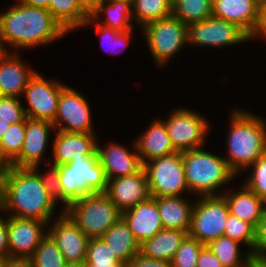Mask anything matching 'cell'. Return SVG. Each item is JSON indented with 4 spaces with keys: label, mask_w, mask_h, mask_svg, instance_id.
Masks as SVG:
<instances>
[{
    "label": "cell",
    "mask_w": 266,
    "mask_h": 267,
    "mask_svg": "<svg viewBox=\"0 0 266 267\" xmlns=\"http://www.w3.org/2000/svg\"><path fill=\"white\" fill-rule=\"evenodd\" d=\"M37 168L38 165L33 168L11 167L0 183V210L10 211L9 216L50 224L57 203L49 196Z\"/></svg>",
    "instance_id": "cell-1"
},
{
    "label": "cell",
    "mask_w": 266,
    "mask_h": 267,
    "mask_svg": "<svg viewBox=\"0 0 266 267\" xmlns=\"http://www.w3.org/2000/svg\"><path fill=\"white\" fill-rule=\"evenodd\" d=\"M17 3L0 14V51H8L4 43L26 49L52 43L67 34L47 9Z\"/></svg>",
    "instance_id": "cell-2"
},
{
    "label": "cell",
    "mask_w": 266,
    "mask_h": 267,
    "mask_svg": "<svg viewBox=\"0 0 266 267\" xmlns=\"http://www.w3.org/2000/svg\"><path fill=\"white\" fill-rule=\"evenodd\" d=\"M228 136V158H224L229 168L238 175L246 170L266 151V123L252 113L233 110Z\"/></svg>",
    "instance_id": "cell-3"
},
{
    "label": "cell",
    "mask_w": 266,
    "mask_h": 267,
    "mask_svg": "<svg viewBox=\"0 0 266 267\" xmlns=\"http://www.w3.org/2000/svg\"><path fill=\"white\" fill-rule=\"evenodd\" d=\"M182 161L189 191L199 196L217 195L215 190L236 175L223 157L202 148L183 151Z\"/></svg>",
    "instance_id": "cell-4"
},
{
    "label": "cell",
    "mask_w": 266,
    "mask_h": 267,
    "mask_svg": "<svg viewBox=\"0 0 266 267\" xmlns=\"http://www.w3.org/2000/svg\"><path fill=\"white\" fill-rule=\"evenodd\" d=\"M55 166L60 173L62 202L65 204L63 211L78 199L106 192L108 180L98 156H87Z\"/></svg>",
    "instance_id": "cell-5"
},
{
    "label": "cell",
    "mask_w": 266,
    "mask_h": 267,
    "mask_svg": "<svg viewBox=\"0 0 266 267\" xmlns=\"http://www.w3.org/2000/svg\"><path fill=\"white\" fill-rule=\"evenodd\" d=\"M64 212L90 239L101 237L120 219L122 213L105 192L78 199Z\"/></svg>",
    "instance_id": "cell-6"
},
{
    "label": "cell",
    "mask_w": 266,
    "mask_h": 267,
    "mask_svg": "<svg viewBox=\"0 0 266 267\" xmlns=\"http://www.w3.org/2000/svg\"><path fill=\"white\" fill-rule=\"evenodd\" d=\"M152 197L182 196L189 191L182 161V152L154 158L144 163Z\"/></svg>",
    "instance_id": "cell-7"
},
{
    "label": "cell",
    "mask_w": 266,
    "mask_h": 267,
    "mask_svg": "<svg viewBox=\"0 0 266 267\" xmlns=\"http://www.w3.org/2000/svg\"><path fill=\"white\" fill-rule=\"evenodd\" d=\"M194 204L188 235L204 245L224 236L229 207L222 194L200 196Z\"/></svg>",
    "instance_id": "cell-8"
},
{
    "label": "cell",
    "mask_w": 266,
    "mask_h": 267,
    "mask_svg": "<svg viewBox=\"0 0 266 267\" xmlns=\"http://www.w3.org/2000/svg\"><path fill=\"white\" fill-rule=\"evenodd\" d=\"M142 30L151 55L161 67L187 44V25L173 15L149 22Z\"/></svg>",
    "instance_id": "cell-9"
},
{
    "label": "cell",
    "mask_w": 266,
    "mask_h": 267,
    "mask_svg": "<svg viewBox=\"0 0 266 267\" xmlns=\"http://www.w3.org/2000/svg\"><path fill=\"white\" fill-rule=\"evenodd\" d=\"M164 121L174 148L183 152L204 145L209 122L190 109H176Z\"/></svg>",
    "instance_id": "cell-10"
},
{
    "label": "cell",
    "mask_w": 266,
    "mask_h": 267,
    "mask_svg": "<svg viewBox=\"0 0 266 267\" xmlns=\"http://www.w3.org/2000/svg\"><path fill=\"white\" fill-rule=\"evenodd\" d=\"M252 39L238 25L214 16L187 25V43L195 46L236 45Z\"/></svg>",
    "instance_id": "cell-11"
},
{
    "label": "cell",
    "mask_w": 266,
    "mask_h": 267,
    "mask_svg": "<svg viewBox=\"0 0 266 267\" xmlns=\"http://www.w3.org/2000/svg\"><path fill=\"white\" fill-rule=\"evenodd\" d=\"M64 87L65 84L55 79L48 81L35 72L23 93L28 103V108H24L26 117L53 122L57 113L60 93Z\"/></svg>",
    "instance_id": "cell-12"
},
{
    "label": "cell",
    "mask_w": 266,
    "mask_h": 267,
    "mask_svg": "<svg viewBox=\"0 0 266 267\" xmlns=\"http://www.w3.org/2000/svg\"><path fill=\"white\" fill-rule=\"evenodd\" d=\"M90 106L81 93L65 86L60 93L57 113L52 122L58 131L92 134ZM65 126H63V124Z\"/></svg>",
    "instance_id": "cell-13"
},
{
    "label": "cell",
    "mask_w": 266,
    "mask_h": 267,
    "mask_svg": "<svg viewBox=\"0 0 266 267\" xmlns=\"http://www.w3.org/2000/svg\"><path fill=\"white\" fill-rule=\"evenodd\" d=\"M7 216L9 257L30 258L47 235L43 229L48 224L37 219Z\"/></svg>",
    "instance_id": "cell-14"
},
{
    "label": "cell",
    "mask_w": 266,
    "mask_h": 267,
    "mask_svg": "<svg viewBox=\"0 0 266 267\" xmlns=\"http://www.w3.org/2000/svg\"><path fill=\"white\" fill-rule=\"evenodd\" d=\"M54 220L47 234L52 238L67 263L86 261L89 237L64 212Z\"/></svg>",
    "instance_id": "cell-15"
},
{
    "label": "cell",
    "mask_w": 266,
    "mask_h": 267,
    "mask_svg": "<svg viewBox=\"0 0 266 267\" xmlns=\"http://www.w3.org/2000/svg\"><path fill=\"white\" fill-rule=\"evenodd\" d=\"M212 16L238 25L251 38L261 24L262 0H213Z\"/></svg>",
    "instance_id": "cell-16"
},
{
    "label": "cell",
    "mask_w": 266,
    "mask_h": 267,
    "mask_svg": "<svg viewBox=\"0 0 266 267\" xmlns=\"http://www.w3.org/2000/svg\"><path fill=\"white\" fill-rule=\"evenodd\" d=\"M123 212L151 197L144 167L135 174L108 180L105 192Z\"/></svg>",
    "instance_id": "cell-17"
},
{
    "label": "cell",
    "mask_w": 266,
    "mask_h": 267,
    "mask_svg": "<svg viewBox=\"0 0 266 267\" xmlns=\"http://www.w3.org/2000/svg\"><path fill=\"white\" fill-rule=\"evenodd\" d=\"M50 129H55L52 122L27 117L23 147L20 154L11 162L12 166L18 168L39 166L49 141Z\"/></svg>",
    "instance_id": "cell-18"
},
{
    "label": "cell",
    "mask_w": 266,
    "mask_h": 267,
    "mask_svg": "<svg viewBox=\"0 0 266 267\" xmlns=\"http://www.w3.org/2000/svg\"><path fill=\"white\" fill-rule=\"evenodd\" d=\"M94 133L57 131L53 141L54 161L51 165L67 164L71 160L98 156Z\"/></svg>",
    "instance_id": "cell-19"
},
{
    "label": "cell",
    "mask_w": 266,
    "mask_h": 267,
    "mask_svg": "<svg viewBox=\"0 0 266 267\" xmlns=\"http://www.w3.org/2000/svg\"><path fill=\"white\" fill-rule=\"evenodd\" d=\"M121 217L125 220L139 244L153 238L163 229L157 206V197L151 196L136 206L123 211Z\"/></svg>",
    "instance_id": "cell-20"
},
{
    "label": "cell",
    "mask_w": 266,
    "mask_h": 267,
    "mask_svg": "<svg viewBox=\"0 0 266 267\" xmlns=\"http://www.w3.org/2000/svg\"><path fill=\"white\" fill-rule=\"evenodd\" d=\"M34 74L16 52L0 51V96L20 98Z\"/></svg>",
    "instance_id": "cell-21"
},
{
    "label": "cell",
    "mask_w": 266,
    "mask_h": 267,
    "mask_svg": "<svg viewBox=\"0 0 266 267\" xmlns=\"http://www.w3.org/2000/svg\"><path fill=\"white\" fill-rule=\"evenodd\" d=\"M97 154L107 180L138 173L144 167L138 153L116 143H110L105 149L97 144Z\"/></svg>",
    "instance_id": "cell-22"
},
{
    "label": "cell",
    "mask_w": 266,
    "mask_h": 267,
    "mask_svg": "<svg viewBox=\"0 0 266 267\" xmlns=\"http://www.w3.org/2000/svg\"><path fill=\"white\" fill-rule=\"evenodd\" d=\"M151 124L133 144L143 164L154 158L178 152L171 142L164 121L156 120Z\"/></svg>",
    "instance_id": "cell-23"
},
{
    "label": "cell",
    "mask_w": 266,
    "mask_h": 267,
    "mask_svg": "<svg viewBox=\"0 0 266 267\" xmlns=\"http://www.w3.org/2000/svg\"><path fill=\"white\" fill-rule=\"evenodd\" d=\"M222 195L227 201L229 212L256 229L266 209V203L245 185L238 192L228 191Z\"/></svg>",
    "instance_id": "cell-24"
},
{
    "label": "cell",
    "mask_w": 266,
    "mask_h": 267,
    "mask_svg": "<svg viewBox=\"0 0 266 267\" xmlns=\"http://www.w3.org/2000/svg\"><path fill=\"white\" fill-rule=\"evenodd\" d=\"M182 196L157 197L163 228L189 233L194 205Z\"/></svg>",
    "instance_id": "cell-25"
},
{
    "label": "cell",
    "mask_w": 266,
    "mask_h": 267,
    "mask_svg": "<svg viewBox=\"0 0 266 267\" xmlns=\"http://www.w3.org/2000/svg\"><path fill=\"white\" fill-rule=\"evenodd\" d=\"M101 238L123 264H130L140 253V244L122 217Z\"/></svg>",
    "instance_id": "cell-26"
},
{
    "label": "cell",
    "mask_w": 266,
    "mask_h": 267,
    "mask_svg": "<svg viewBox=\"0 0 266 267\" xmlns=\"http://www.w3.org/2000/svg\"><path fill=\"white\" fill-rule=\"evenodd\" d=\"M187 235V232L163 228L153 238L140 244V254L148 258L171 262Z\"/></svg>",
    "instance_id": "cell-27"
},
{
    "label": "cell",
    "mask_w": 266,
    "mask_h": 267,
    "mask_svg": "<svg viewBox=\"0 0 266 267\" xmlns=\"http://www.w3.org/2000/svg\"><path fill=\"white\" fill-rule=\"evenodd\" d=\"M105 1L101 4L94 13L85 21L84 26L92 24L93 21H96L100 17L101 12H104L106 20L97 22L99 25H103L109 28H112L117 31H127L132 30L133 25H131L130 20H132V7L128 3L121 1L109 2Z\"/></svg>",
    "instance_id": "cell-28"
},
{
    "label": "cell",
    "mask_w": 266,
    "mask_h": 267,
    "mask_svg": "<svg viewBox=\"0 0 266 267\" xmlns=\"http://www.w3.org/2000/svg\"><path fill=\"white\" fill-rule=\"evenodd\" d=\"M47 10L68 32L82 27L90 17L79 0H50Z\"/></svg>",
    "instance_id": "cell-29"
},
{
    "label": "cell",
    "mask_w": 266,
    "mask_h": 267,
    "mask_svg": "<svg viewBox=\"0 0 266 267\" xmlns=\"http://www.w3.org/2000/svg\"><path fill=\"white\" fill-rule=\"evenodd\" d=\"M206 246L213 252L223 267H242L252 259L249 252L245 258L241 259L240 243L227 236L212 240Z\"/></svg>",
    "instance_id": "cell-30"
},
{
    "label": "cell",
    "mask_w": 266,
    "mask_h": 267,
    "mask_svg": "<svg viewBox=\"0 0 266 267\" xmlns=\"http://www.w3.org/2000/svg\"><path fill=\"white\" fill-rule=\"evenodd\" d=\"M172 5L169 0H135L131 6L132 18L143 27L149 22L171 16Z\"/></svg>",
    "instance_id": "cell-31"
},
{
    "label": "cell",
    "mask_w": 266,
    "mask_h": 267,
    "mask_svg": "<svg viewBox=\"0 0 266 267\" xmlns=\"http://www.w3.org/2000/svg\"><path fill=\"white\" fill-rule=\"evenodd\" d=\"M212 3L213 0H174L172 15L189 25L212 16Z\"/></svg>",
    "instance_id": "cell-32"
},
{
    "label": "cell",
    "mask_w": 266,
    "mask_h": 267,
    "mask_svg": "<svg viewBox=\"0 0 266 267\" xmlns=\"http://www.w3.org/2000/svg\"><path fill=\"white\" fill-rule=\"evenodd\" d=\"M33 267H65L67 264L62 252L47 234L30 257Z\"/></svg>",
    "instance_id": "cell-33"
},
{
    "label": "cell",
    "mask_w": 266,
    "mask_h": 267,
    "mask_svg": "<svg viewBox=\"0 0 266 267\" xmlns=\"http://www.w3.org/2000/svg\"><path fill=\"white\" fill-rule=\"evenodd\" d=\"M256 229L248 222H245L231 213L228 215L225 224L224 236L230 237L238 243H244L251 249L249 253L252 255L255 243Z\"/></svg>",
    "instance_id": "cell-34"
},
{
    "label": "cell",
    "mask_w": 266,
    "mask_h": 267,
    "mask_svg": "<svg viewBox=\"0 0 266 267\" xmlns=\"http://www.w3.org/2000/svg\"><path fill=\"white\" fill-rule=\"evenodd\" d=\"M25 138V120L9 126L3 137L0 139V147L3 154L12 162L23 147Z\"/></svg>",
    "instance_id": "cell-35"
},
{
    "label": "cell",
    "mask_w": 266,
    "mask_h": 267,
    "mask_svg": "<svg viewBox=\"0 0 266 267\" xmlns=\"http://www.w3.org/2000/svg\"><path fill=\"white\" fill-rule=\"evenodd\" d=\"M204 246L197 239L187 235L171 261L172 267H196L199 253Z\"/></svg>",
    "instance_id": "cell-36"
},
{
    "label": "cell",
    "mask_w": 266,
    "mask_h": 267,
    "mask_svg": "<svg viewBox=\"0 0 266 267\" xmlns=\"http://www.w3.org/2000/svg\"><path fill=\"white\" fill-rule=\"evenodd\" d=\"M85 262L86 264H123L101 237L89 239Z\"/></svg>",
    "instance_id": "cell-37"
},
{
    "label": "cell",
    "mask_w": 266,
    "mask_h": 267,
    "mask_svg": "<svg viewBox=\"0 0 266 267\" xmlns=\"http://www.w3.org/2000/svg\"><path fill=\"white\" fill-rule=\"evenodd\" d=\"M250 167H253L252 173L243 185L266 203V157H260Z\"/></svg>",
    "instance_id": "cell-38"
},
{
    "label": "cell",
    "mask_w": 266,
    "mask_h": 267,
    "mask_svg": "<svg viewBox=\"0 0 266 267\" xmlns=\"http://www.w3.org/2000/svg\"><path fill=\"white\" fill-rule=\"evenodd\" d=\"M24 108L18 97L0 96V119L6 123L23 122L27 118Z\"/></svg>",
    "instance_id": "cell-39"
},
{
    "label": "cell",
    "mask_w": 266,
    "mask_h": 267,
    "mask_svg": "<svg viewBox=\"0 0 266 267\" xmlns=\"http://www.w3.org/2000/svg\"><path fill=\"white\" fill-rule=\"evenodd\" d=\"M96 26H97L96 33L101 35V37H100L101 40H102L101 44L102 43L105 44L107 42L106 45L110 44V45H112V47L116 46L115 49L117 47L120 48V49L121 48L124 49V48L127 47V45H129V42H130L129 39H130V36H131V32L133 30L117 31V30H114L112 28H109V27H106V26H103V25H99L98 23H96Z\"/></svg>",
    "instance_id": "cell-40"
},
{
    "label": "cell",
    "mask_w": 266,
    "mask_h": 267,
    "mask_svg": "<svg viewBox=\"0 0 266 267\" xmlns=\"http://www.w3.org/2000/svg\"><path fill=\"white\" fill-rule=\"evenodd\" d=\"M252 258L266 265V209L255 231V243Z\"/></svg>",
    "instance_id": "cell-41"
},
{
    "label": "cell",
    "mask_w": 266,
    "mask_h": 267,
    "mask_svg": "<svg viewBox=\"0 0 266 267\" xmlns=\"http://www.w3.org/2000/svg\"><path fill=\"white\" fill-rule=\"evenodd\" d=\"M49 172L38 173L44 187L46 188L49 196L54 200V202H58V200L62 201V186L60 184V173L58 168L55 165H51Z\"/></svg>",
    "instance_id": "cell-42"
},
{
    "label": "cell",
    "mask_w": 266,
    "mask_h": 267,
    "mask_svg": "<svg viewBox=\"0 0 266 267\" xmlns=\"http://www.w3.org/2000/svg\"><path fill=\"white\" fill-rule=\"evenodd\" d=\"M132 267H172L171 262L152 259L138 253L130 262Z\"/></svg>",
    "instance_id": "cell-43"
},
{
    "label": "cell",
    "mask_w": 266,
    "mask_h": 267,
    "mask_svg": "<svg viewBox=\"0 0 266 267\" xmlns=\"http://www.w3.org/2000/svg\"><path fill=\"white\" fill-rule=\"evenodd\" d=\"M196 267H223L213 252L205 245L198 257Z\"/></svg>",
    "instance_id": "cell-44"
},
{
    "label": "cell",
    "mask_w": 266,
    "mask_h": 267,
    "mask_svg": "<svg viewBox=\"0 0 266 267\" xmlns=\"http://www.w3.org/2000/svg\"><path fill=\"white\" fill-rule=\"evenodd\" d=\"M0 257L9 258L7 219L0 217Z\"/></svg>",
    "instance_id": "cell-45"
},
{
    "label": "cell",
    "mask_w": 266,
    "mask_h": 267,
    "mask_svg": "<svg viewBox=\"0 0 266 267\" xmlns=\"http://www.w3.org/2000/svg\"><path fill=\"white\" fill-rule=\"evenodd\" d=\"M105 1L106 0H79L80 6L89 16Z\"/></svg>",
    "instance_id": "cell-46"
},
{
    "label": "cell",
    "mask_w": 266,
    "mask_h": 267,
    "mask_svg": "<svg viewBox=\"0 0 266 267\" xmlns=\"http://www.w3.org/2000/svg\"><path fill=\"white\" fill-rule=\"evenodd\" d=\"M6 267H33L30 258H6Z\"/></svg>",
    "instance_id": "cell-47"
},
{
    "label": "cell",
    "mask_w": 266,
    "mask_h": 267,
    "mask_svg": "<svg viewBox=\"0 0 266 267\" xmlns=\"http://www.w3.org/2000/svg\"><path fill=\"white\" fill-rule=\"evenodd\" d=\"M11 167L12 163L3 154L2 149L0 147V183L4 180L5 176L8 174Z\"/></svg>",
    "instance_id": "cell-48"
},
{
    "label": "cell",
    "mask_w": 266,
    "mask_h": 267,
    "mask_svg": "<svg viewBox=\"0 0 266 267\" xmlns=\"http://www.w3.org/2000/svg\"><path fill=\"white\" fill-rule=\"evenodd\" d=\"M266 37V0H262L261 24L258 37Z\"/></svg>",
    "instance_id": "cell-49"
},
{
    "label": "cell",
    "mask_w": 266,
    "mask_h": 267,
    "mask_svg": "<svg viewBox=\"0 0 266 267\" xmlns=\"http://www.w3.org/2000/svg\"><path fill=\"white\" fill-rule=\"evenodd\" d=\"M22 4L30 7L45 8L49 7L50 0H19Z\"/></svg>",
    "instance_id": "cell-50"
},
{
    "label": "cell",
    "mask_w": 266,
    "mask_h": 267,
    "mask_svg": "<svg viewBox=\"0 0 266 267\" xmlns=\"http://www.w3.org/2000/svg\"><path fill=\"white\" fill-rule=\"evenodd\" d=\"M10 124L6 123L4 120L0 119V139L3 137L5 132L8 130Z\"/></svg>",
    "instance_id": "cell-51"
},
{
    "label": "cell",
    "mask_w": 266,
    "mask_h": 267,
    "mask_svg": "<svg viewBox=\"0 0 266 267\" xmlns=\"http://www.w3.org/2000/svg\"><path fill=\"white\" fill-rule=\"evenodd\" d=\"M88 267H123L125 264H87Z\"/></svg>",
    "instance_id": "cell-52"
},
{
    "label": "cell",
    "mask_w": 266,
    "mask_h": 267,
    "mask_svg": "<svg viewBox=\"0 0 266 267\" xmlns=\"http://www.w3.org/2000/svg\"><path fill=\"white\" fill-rule=\"evenodd\" d=\"M242 267H263L256 259L252 258L247 264Z\"/></svg>",
    "instance_id": "cell-53"
},
{
    "label": "cell",
    "mask_w": 266,
    "mask_h": 267,
    "mask_svg": "<svg viewBox=\"0 0 266 267\" xmlns=\"http://www.w3.org/2000/svg\"><path fill=\"white\" fill-rule=\"evenodd\" d=\"M65 267H88L86 262H80V263H67Z\"/></svg>",
    "instance_id": "cell-54"
},
{
    "label": "cell",
    "mask_w": 266,
    "mask_h": 267,
    "mask_svg": "<svg viewBox=\"0 0 266 267\" xmlns=\"http://www.w3.org/2000/svg\"><path fill=\"white\" fill-rule=\"evenodd\" d=\"M116 1H121V2H124V3H128V4H130L132 6L135 0H108V2H116Z\"/></svg>",
    "instance_id": "cell-55"
},
{
    "label": "cell",
    "mask_w": 266,
    "mask_h": 267,
    "mask_svg": "<svg viewBox=\"0 0 266 267\" xmlns=\"http://www.w3.org/2000/svg\"><path fill=\"white\" fill-rule=\"evenodd\" d=\"M0 267H6V259L0 257Z\"/></svg>",
    "instance_id": "cell-56"
},
{
    "label": "cell",
    "mask_w": 266,
    "mask_h": 267,
    "mask_svg": "<svg viewBox=\"0 0 266 267\" xmlns=\"http://www.w3.org/2000/svg\"><path fill=\"white\" fill-rule=\"evenodd\" d=\"M123 267H132L130 264H125Z\"/></svg>",
    "instance_id": "cell-57"
}]
</instances>
